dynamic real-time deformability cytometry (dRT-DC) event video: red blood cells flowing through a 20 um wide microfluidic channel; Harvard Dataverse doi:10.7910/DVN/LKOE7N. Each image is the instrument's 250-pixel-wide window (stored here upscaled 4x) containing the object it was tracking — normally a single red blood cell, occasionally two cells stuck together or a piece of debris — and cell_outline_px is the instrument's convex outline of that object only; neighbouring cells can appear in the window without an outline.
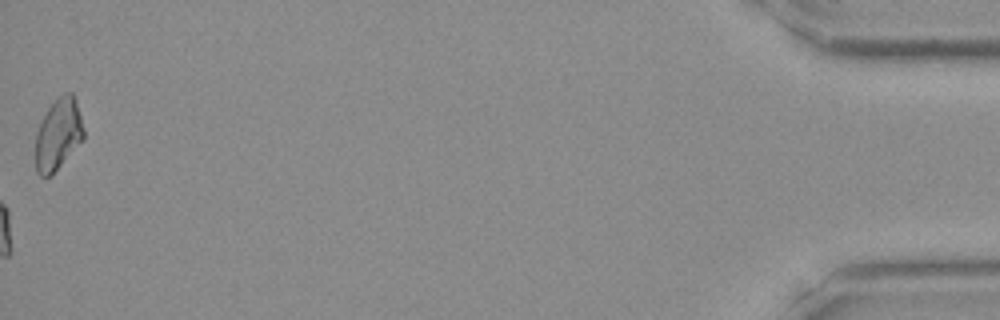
{"species": "Egyptian fruit bat (a non-hibernating species)", "species_latin": "Rousettus aegyptiacus", "temperature_condition": "room temperature", "stored_images_in_passage": 32, "camera_frame_rate_fps": 3000, "um_per_image_px": 0.085, "frame": {"image": 1, "passage_image": 32, "time_ms": 10.333, "image_size_px": [1000, 320], "cell_outline_px": [[84, 140], [52, 176], [40, 176], [36, 172], [36, 132], [48, 108], [64, 92], [72, 92], [76, 100], [84, 128]], "centroid_in_image_um": [4.97, 11.45], "position_along_channel_um": 430.2, "area_um2": 20.17}}